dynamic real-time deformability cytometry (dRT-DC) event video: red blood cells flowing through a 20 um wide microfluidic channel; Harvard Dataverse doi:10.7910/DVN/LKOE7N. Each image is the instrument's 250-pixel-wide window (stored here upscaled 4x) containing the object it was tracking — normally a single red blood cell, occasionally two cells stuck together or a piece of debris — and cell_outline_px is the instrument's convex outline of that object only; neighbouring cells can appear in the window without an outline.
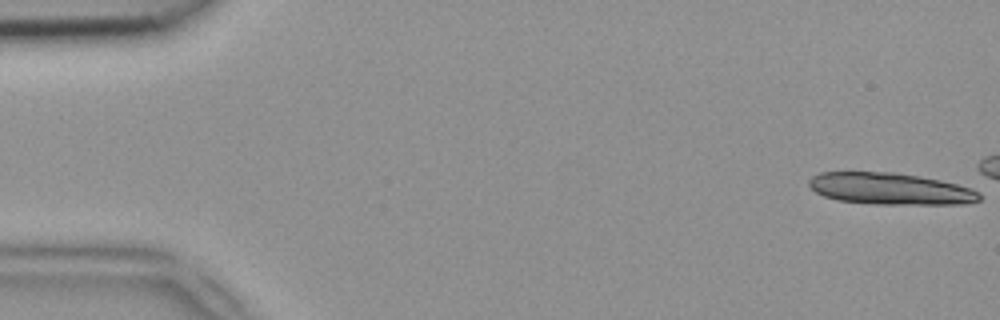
{"species": "common noctule bat (a hibernating species)", "species_latin": "Nyctalus noctula", "temperature_condition": "room temperature", "stored_images_in_passage": 12, "camera_frame_rate_fps": 3000, "um_per_image_px": 0.085, "animal": {"sex": "female", "body_mass_g": 18.4}, "frame": {"image": 1, "passage_image": 1, "time_ms": 0.0, "image_size_px": [1000, 320], "cell_outline_px": [[980, 200], [964, 204], [876, 204], [836, 200], [824, 196], [816, 192], [808, 184], [808, 180], [812, 176], [820, 172], [896, 172], [920, 176], [940, 180], [972, 188], [980, 196]], "centroid_in_image_um": [75.65, 16.04], "position_along_channel_um": 9.4, "area_um2": 31.5}}